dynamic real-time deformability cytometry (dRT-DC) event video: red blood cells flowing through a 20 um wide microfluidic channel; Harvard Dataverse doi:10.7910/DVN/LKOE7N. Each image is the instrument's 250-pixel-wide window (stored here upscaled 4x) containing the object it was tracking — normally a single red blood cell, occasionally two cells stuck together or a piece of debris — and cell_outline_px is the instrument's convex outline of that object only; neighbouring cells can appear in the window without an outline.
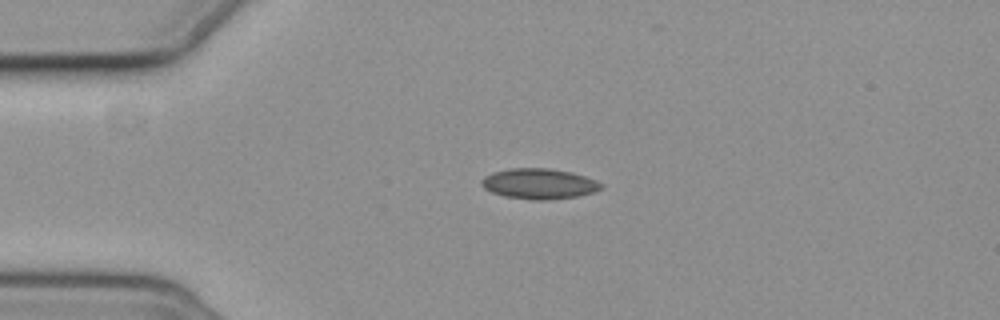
{"species": "common noctule bat (a hibernating species)", "species_latin": "Nyctalus noctula", "temperature_condition": "cold", "stored_images_in_passage": 3, "camera_frame_rate_fps": 3000, "um_per_image_px": 0.085, "animal": {"sex": "female", "body_mass_g": 19.3, "forearm_length_mm": 54.1}, "frame": {"image": 1, "passage_image": 3, "time_ms": 2.333, "image_size_px": [1000, 320], "cell_outline_px": [[604, 188], [596, 192], [580, 196], [544, 200], [532, 200], [504, 196], [492, 192], [484, 188], [480, 184], [480, 180], [484, 176], [492, 172], [508, 168], [548, 168], [572, 172], [596, 180], [604, 184]], "centroid_in_image_um": [45.84, 15.62], "position_along_channel_um": 39.2, "area_um2": 21.56}}